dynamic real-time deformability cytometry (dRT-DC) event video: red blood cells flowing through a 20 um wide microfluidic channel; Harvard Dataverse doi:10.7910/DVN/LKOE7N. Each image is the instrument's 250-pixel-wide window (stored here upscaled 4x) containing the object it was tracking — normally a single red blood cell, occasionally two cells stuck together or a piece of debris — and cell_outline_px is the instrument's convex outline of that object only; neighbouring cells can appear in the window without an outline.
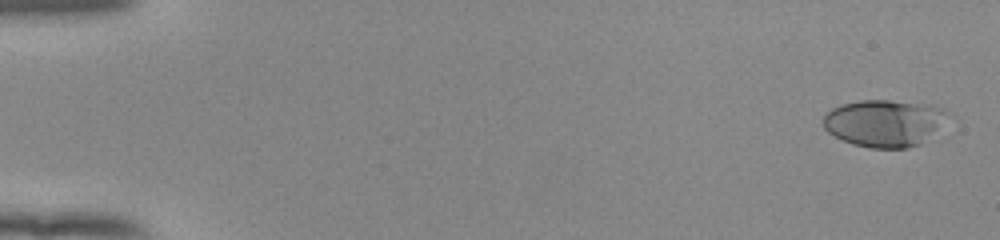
{"species": "human", "species_latin": "Homo sapiens", "temperature_condition": "room temperature", "stored_images_in_passage": 53, "camera_frame_rate_fps": 3000, "um_per_image_px": 0.085, "donor": {"sex": "female"}, "frame": {"image": 1, "passage_image": 1, "time_ms": 0.0, "image_size_px": [1000, 240], "cell_outline_px": [[948, 112], [920, 144], [908, 148], [868, 148], [852, 144], [828, 132], [824, 128], [824, 116], [832, 108], [844, 104], [860, 100], [888, 100], [936, 104], [944, 108]], "centroid_in_image_um": [75.11, 10.44], "position_along_channel_um": 9.9, "area_um2": 33.52}}
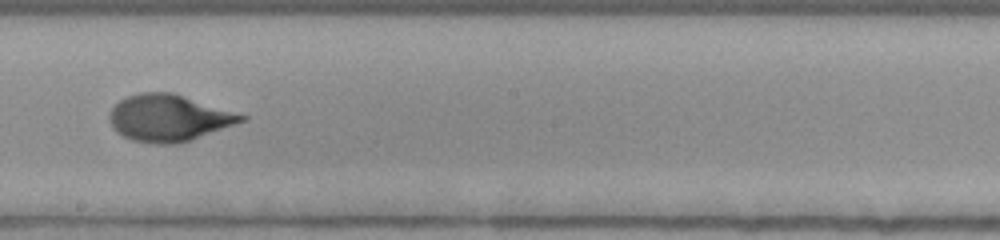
{"frame": {"image": 2, "passage_image": 31, "time_ms": 10.0, "image_size_px": [1000, 240], "cell_outline_px": [[248, 120], [180, 144], [152, 144], [132, 140], [124, 136], [112, 124], [108, 116], [112, 108], [120, 100], [128, 96], [140, 92], [172, 92], [248, 116]], "centroid_in_image_um": [14.38, 10.03], "position_along_channel_um": 233.8, "area_um2": 35.78}}
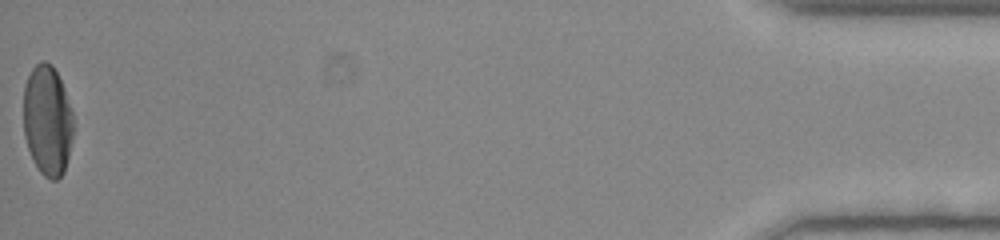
{"frame": {"image": 3, "passage_image": 53, "time_ms": 17.333, "image_size_px": [1000, 240], "cell_outline_px": [[72, 136], [68, 156], [64, 172], [56, 180], [52, 180], [44, 176], [40, 172], [28, 148], [24, 136], [24, 84], [32, 68], [40, 60], [44, 60], [52, 64], [64, 88], [72, 112]], "centroid_in_image_um": [4.02, 10.21], "position_along_channel_um": 431.2, "area_um2": 31.85}, "authors_computed_cell_mechanics": {"area_um2": 34.4488, "velocity_mm_per_s": 3.9164, "shape_relaxation_time_tau1_ms": 4.4291, "shape_relaxation_time_tau2_ms": 0.7995, "deformation_change_tau1": 0.2176, "deformation_change_tau2": 0.0542}}